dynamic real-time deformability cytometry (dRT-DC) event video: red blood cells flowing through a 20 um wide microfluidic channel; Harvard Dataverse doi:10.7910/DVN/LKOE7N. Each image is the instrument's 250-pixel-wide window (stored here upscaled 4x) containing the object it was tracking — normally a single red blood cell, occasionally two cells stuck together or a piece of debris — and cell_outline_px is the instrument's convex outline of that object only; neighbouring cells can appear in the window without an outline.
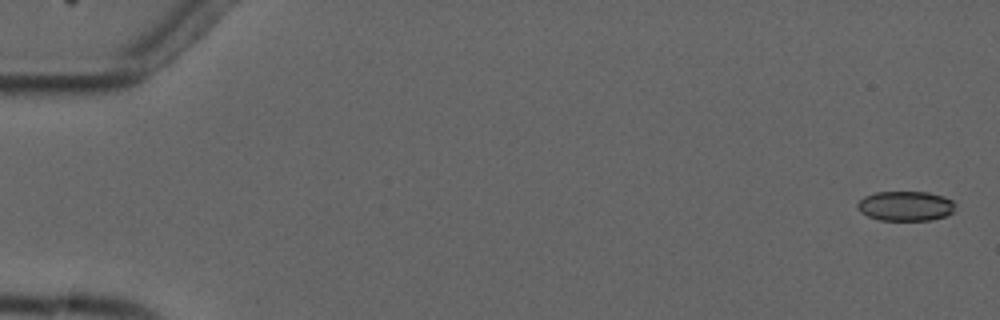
{"species": "common noctule bat (a hibernating species)", "species_latin": "Nyctalus noctula", "temperature_condition": "cold", "stored_images_in_passage": 4, "camera_frame_rate_fps": 3000, "um_per_image_px": 0.085, "animal": {"sex": "male", "forearm_length_mm": 52.5}, "frame": {"image": 1, "passage_image": 1, "time_ms": 0.0, "image_size_px": [1000, 320], "cell_outline_px": [[956, 204], [952, 212], [948, 216], [932, 220], [880, 220], [868, 216], [860, 212], [856, 208], [856, 204], [864, 196], [876, 192], [928, 192], [944, 196], [952, 200]], "centroid_in_image_um": [76.98, 17.51], "position_along_channel_um": 8.0, "area_um2": 17.17}}